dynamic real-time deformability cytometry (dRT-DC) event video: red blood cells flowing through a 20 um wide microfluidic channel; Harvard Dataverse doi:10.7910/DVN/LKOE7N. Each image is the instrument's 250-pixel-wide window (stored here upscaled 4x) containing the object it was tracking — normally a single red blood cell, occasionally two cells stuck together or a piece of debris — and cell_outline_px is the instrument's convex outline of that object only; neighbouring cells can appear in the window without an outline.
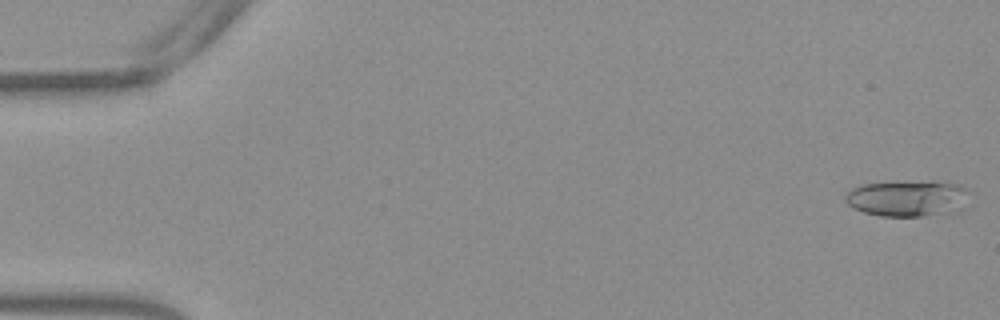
{"species": "Egyptian fruit bat (a non-hibernating species)", "species_latin": "Rousettus aegyptiacus", "temperature_condition": "warm", "stored_images_in_passage": 50, "camera_frame_rate_fps": 3000, "um_per_image_px": 0.085, "frame": {"image": 1, "passage_image": 1, "time_ms": 0.0, "image_size_px": [1000, 320], "cell_outline_px": [[964, 208], [960, 212], [924, 216], [880, 216], [864, 212], [848, 204], [844, 200], [844, 196], [852, 188], [864, 184], [956, 184], [964, 188]], "centroid_in_image_um": [77.09, 16.94], "position_along_channel_um": 7.9, "area_um2": 24.74}}
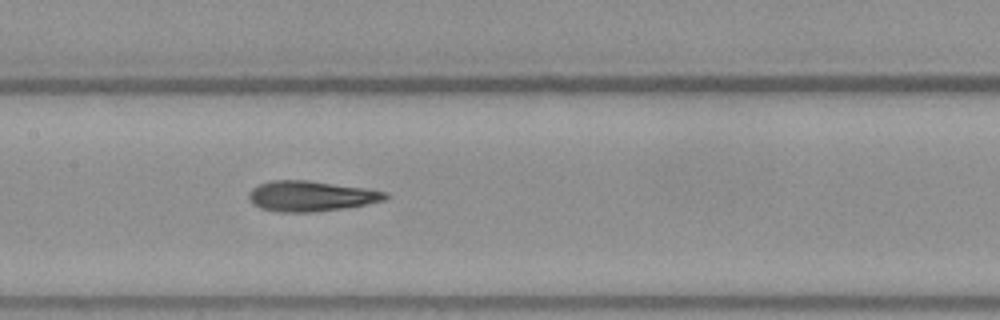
{"frame": {"image": 2, "passage_image": 26, "time_ms": 8.333, "image_size_px": [1000, 320], "cell_outline_px": [[392, 196], [384, 200], [368, 204], [344, 208], [316, 212], [280, 212], [260, 208], [252, 204], [248, 196], [248, 192], [252, 188], [260, 184], [272, 180], [308, 180], [364, 188], [388, 192]], "centroid_in_image_um": [26.44, 16.67], "position_along_channel_um": 181.0, "area_um2": 24.33}}
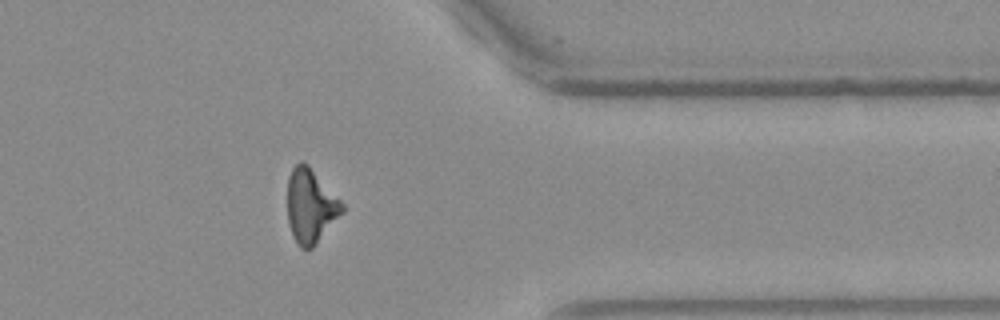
{"frame": {"image": 3, "passage_image": 43, "time_ms": 14.0, "image_size_px": [1000, 320], "cell_outline_px": [[344, 212], [316, 244], [312, 248], [300, 248], [292, 236], [288, 224], [288, 176], [292, 168], [300, 160], [304, 160], [308, 164], [344, 204]], "centroid_in_image_um": [26.4, 17.5], "position_along_channel_um": 385.0, "area_um2": 23.76}, "authors_computed_cell_mechanics": {"area_um2": 23.7558, "velocity_mm_per_s": 3.8341, "shape_relaxation_time_tau1_ms": 5.9236, "shape_relaxation_time_tau2_ms": 2.5729, "deformation_change_tau1": 0.2177, "deformation_change_tau2": 0.1343}}